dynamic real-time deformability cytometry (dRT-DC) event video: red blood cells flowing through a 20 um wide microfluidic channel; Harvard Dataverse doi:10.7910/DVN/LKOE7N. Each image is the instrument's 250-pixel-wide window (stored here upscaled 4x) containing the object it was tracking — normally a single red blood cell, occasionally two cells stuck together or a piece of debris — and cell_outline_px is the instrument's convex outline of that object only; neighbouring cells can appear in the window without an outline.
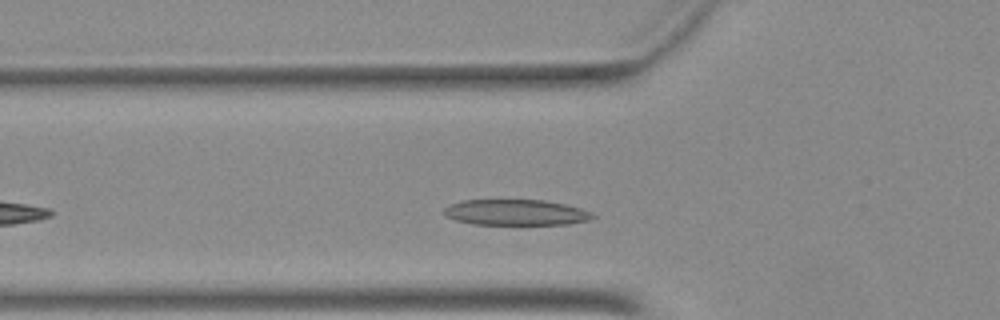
{"species": "Egyptian fruit bat (a non-hibernating species)", "species_latin": "Rousettus aegyptiacus", "temperature_condition": "warm", "stored_images_in_passage": 29, "camera_frame_rate_fps": 3000, "um_per_image_px": 0.085, "animal": {"sex": "female"}, "frame": {"image": 1, "passage_image": 6, "time_ms": 1.667, "image_size_px": [1000, 320], "cell_outline_px": [[596, 216], [592, 220], [568, 224], [472, 224], [456, 220], [444, 216], [440, 212], [448, 204], [460, 200], [544, 200], [564, 204], [580, 208], [592, 212]], "centroid_in_image_um": [43.81, 18.05], "position_along_channel_um": 82.0, "area_um2": 22.6}}
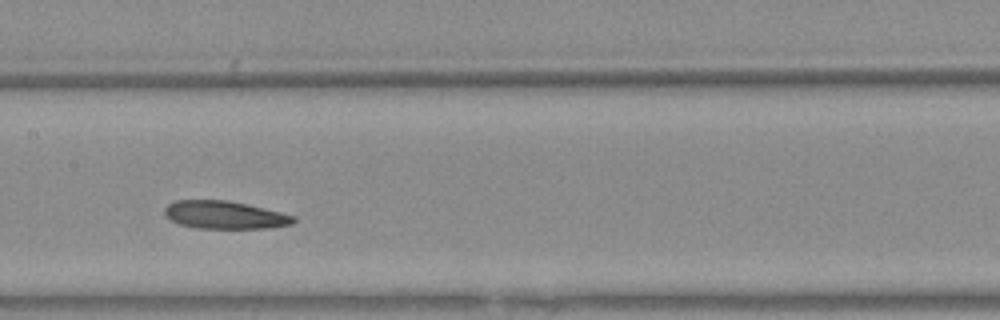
{"frame": {"image": 2, "passage_image": 14, "time_ms": 4.333, "image_size_px": [1000, 320], "cell_outline_px": [[296, 220], [292, 224], [272, 228], [196, 228], [180, 224], [164, 216], [164, 208], [168, 204], [176, 200], [228, 200], [264, 208], [296, 216]], "centroid_in_image_um": [19.1, 18.27], "position_along_channel_um": 188.3, "area_um2": 20.98}}
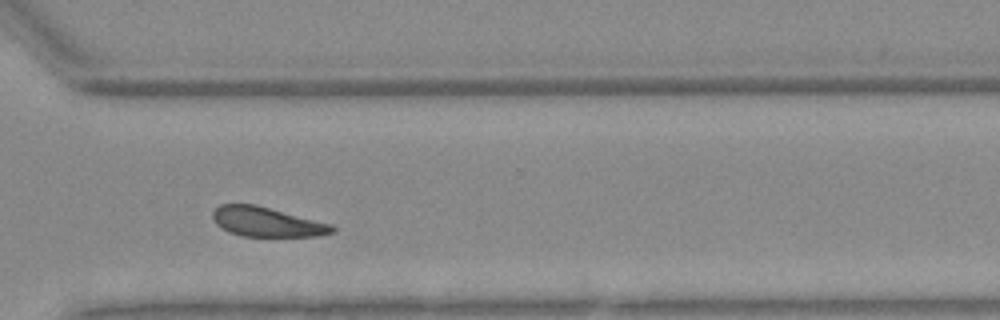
{"frame": {"image": 3, "passage_image": 26, "time_ms": 8.333, "image_size_px": [1000, 320], "cell_outline_px": [[336, 232], [316, 236], [244, 236], [228, 232], [216, 224], [212, 216], [212, 212], [220, 204], [256, 204], [332, 224], [336, 228]], "centroid_in_image_um": [22.69, 18.86], "position_along_channel_um": 347.9, "area_um2": 20.63}}